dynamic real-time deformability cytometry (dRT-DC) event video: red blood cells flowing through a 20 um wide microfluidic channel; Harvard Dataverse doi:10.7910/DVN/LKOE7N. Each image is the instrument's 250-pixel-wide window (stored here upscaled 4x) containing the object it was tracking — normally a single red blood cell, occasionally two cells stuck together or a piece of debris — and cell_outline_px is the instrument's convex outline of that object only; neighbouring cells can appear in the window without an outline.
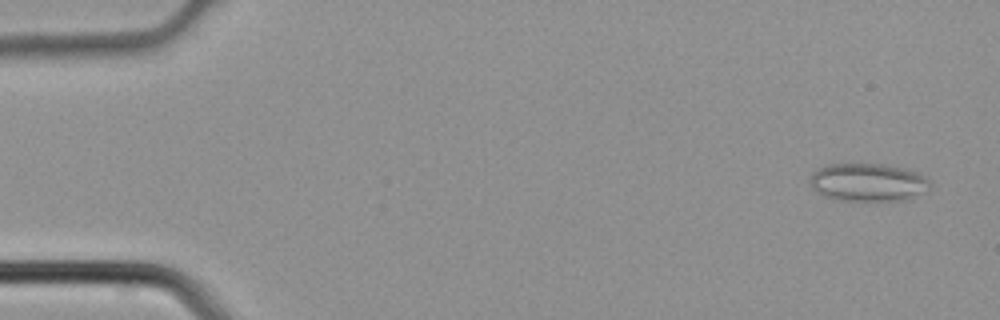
{"species": "common noctule bat (a hibernating species)", "species_latin": "Nyctalus noctula", "temperature_condition": "cold", "stored_images_in_passage": 3, "camera_frame_rate_fps": 3000, "um_per_image_px": 0.085, "animal": {"sex": "male", "body_mass_g": 21.5, "forearm_length_mm": 52.0}, "frame": {"image": 1, "passage_image": 1, "time_ms": 0.0, "image_size_px": [1000, 320], "cell_outline_px": [[932, 188], [908, 200], [832, 200], [816, 192], [812, 188], [812, 172], [816, 168], [828, 164], [888, 164], [908, 168], [920, 172], [932, 184]], "centroid_in_image_um": [73.83, 15.49], "position_along_channel_um": 11.2, "area_um2": 27.05}}